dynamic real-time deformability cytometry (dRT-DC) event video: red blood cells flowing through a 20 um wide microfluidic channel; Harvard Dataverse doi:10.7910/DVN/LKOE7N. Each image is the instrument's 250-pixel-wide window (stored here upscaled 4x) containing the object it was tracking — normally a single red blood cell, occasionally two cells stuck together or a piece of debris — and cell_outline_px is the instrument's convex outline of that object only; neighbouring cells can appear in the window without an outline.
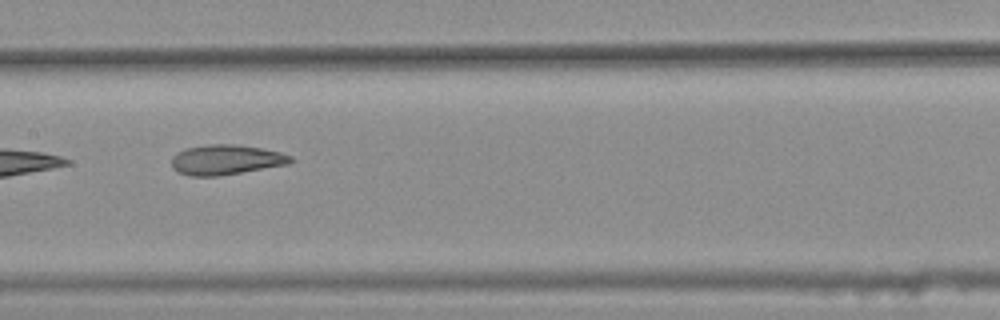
{"species": "common noctule bat (a hibernating species)", "species_latin": "Nyctalus noctula", "temperature_condition": "warm", "stored_images_in_passage": 10, "camera_frame_rate_fps": 3000, "um_per_image_px": 0.085, "animal": {"sex": "female", "body_mass_g": 25.1}, "frame": {"image": 1, "passage_image": 7, "time_ms": 2.0, "image_size_px": [1000, 320], "cell_outline_px": [[296, 160], [288, 164], [220, 176], [188, 176], [172, 168], [172, 156], [176, 152], [188, 148], [208, 144], [236, 144], [260, 148], [280, 152], [292, 156]], "centroid_in_image_um": [19.22, 13.58], "position_along_channel_um": 188.2, "area_um2": 20.87}}
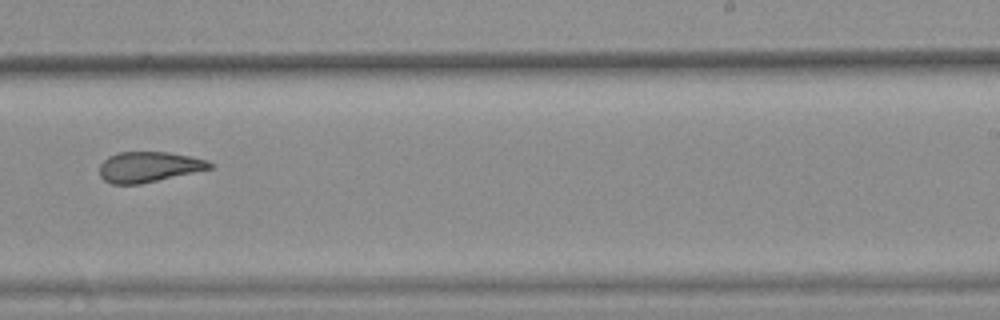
{"frame": {"image": 2, "passage_image": 9, "time_ms": 2.667, "image_size_px": [1000, 320], "cell_outline_px": [[212, 168], [140, 184], [112, 184], [104, 180], [100, 176], [100, 164], [108, 156], [116, 152], [168, 152], [208, 160], [212, 164]], "centroid_in_image_um": [12.61, 14.18], "position_along_channel_um": 276.4, "area_um2": 19.42}}
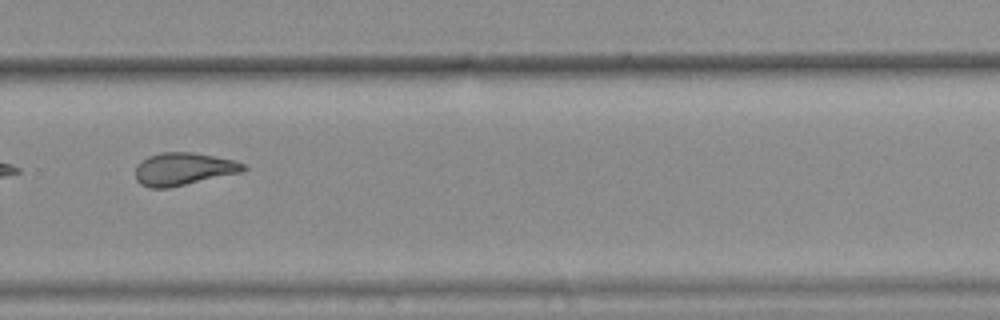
{"frame": {"image": 3, "passage_image": 10, "time_ms": 3.0, "image_size_px": [1000, 320], "cell_outline_px": [[248, 168], [244, 172], [168, 188], [152, 188], [140, 184], [136, 180], [136, 164], [148, 156], [160, 152], [192, 152], [232, 160], [244, 164]], "centroid_in_image_um": [15.58, 14.37], "position_along_channel_um": 314.2, "area_um2": 20.58}}